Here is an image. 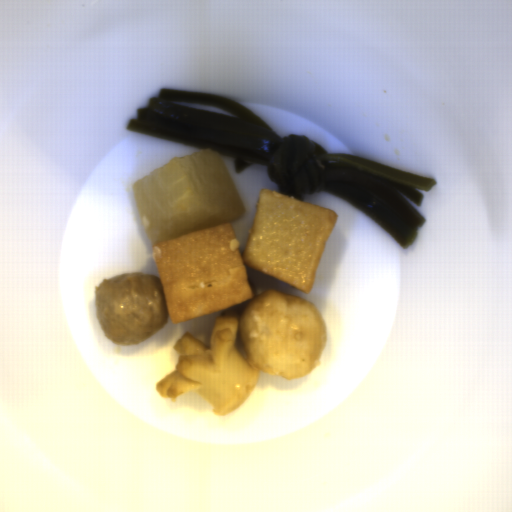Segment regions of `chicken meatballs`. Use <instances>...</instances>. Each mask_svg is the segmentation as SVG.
Segmentation results:
<instances>
[{
  "instance_id": "fd5e1221",
  "label": "chicken meatballs",
  "mask_w": 512,
  "mask_h": 512,
  "mask_svg": "<svg viewBox=\"0 0 512 512\" xmlns=\"http://www.w3.org/2000/svg\"><path fill=\"white\" fill-rule=\"evenodd\" d=\"M95 317L102 333L114 344L141 343L169 320L159 277L124 273L103 280L94 288Z\"/></svg>"
}]
</instances>
